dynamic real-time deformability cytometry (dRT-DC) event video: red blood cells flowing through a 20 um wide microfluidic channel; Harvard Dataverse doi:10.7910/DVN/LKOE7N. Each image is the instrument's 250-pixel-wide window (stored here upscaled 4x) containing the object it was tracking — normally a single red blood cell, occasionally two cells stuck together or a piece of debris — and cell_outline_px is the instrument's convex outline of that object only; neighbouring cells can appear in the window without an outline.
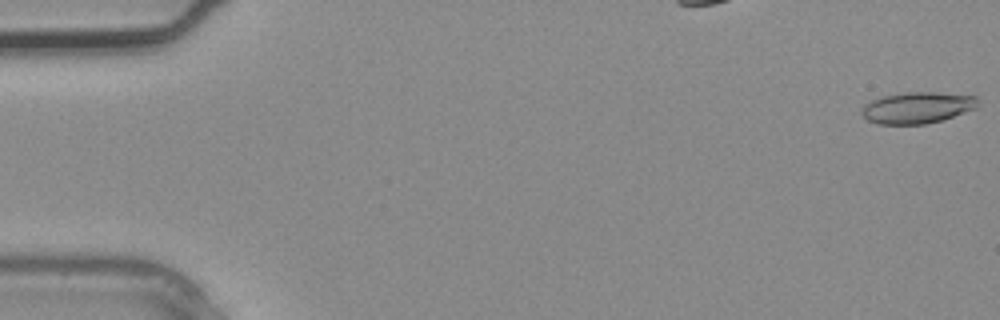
{"species": "common noctule bat (a hibernating species)", "species_latin": "Nyctalus noctula", "temperature_condition": "warm", "stored_images_in_passage": 3, "camera_frame_rate_fps": 3000, "um_per_image_px": 0.085, "animal": {"sex": "male", "body_mass_g": 20.4}, "frame": {"image": 1, "passage_image": 1, "time_ms": 0.0, "image_size_px": [1000, 320], "cell_outline_px": [[980, 100], [976, 108], [944, 120], [924, 124], [876, 124], [868, 120], [860, 112], [860, 108], [864, 104], [880, 96], [904, 92], [936, 92], [976, 96]], "centroid_in_image_um": [77.96, 9.15], "position_along_channel_um": 7.0, "area_um2": 21.56}}